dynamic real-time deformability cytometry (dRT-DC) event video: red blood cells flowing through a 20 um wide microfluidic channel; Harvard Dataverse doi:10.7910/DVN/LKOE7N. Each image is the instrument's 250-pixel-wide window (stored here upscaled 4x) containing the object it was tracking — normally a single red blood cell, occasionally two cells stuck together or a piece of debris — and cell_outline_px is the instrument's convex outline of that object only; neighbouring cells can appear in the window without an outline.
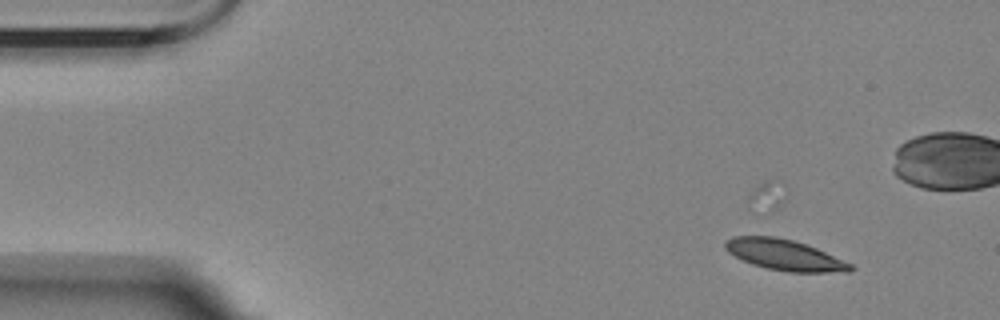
{"species": "Egyptian fruit bat (a non-hibernating species)", "species_latin": "Rousettus aegyptiacus", "temperature_condition": "room temperature", "stored_images_in_passage": 8, "camera_frame_rate_fps": 3000, "um_per_image_px": 0.085, "animal": {"sex": "female"}, "frame": {"image": 1, "passage_image": 3, "time_ms": 3.333, "image_size_px": [1000, 320], "cell_outline_px": [[856, 268], [852, 272], [788, 272], [768, 268], [752, 264], [728, 252], [724, 248], [724, 244], [732, 236], [776, 236], [792, 240], [816, 248], [852, 264]], "centroid_in_image_um": [66.71, 21.67], "position_along_channel_um": 18.3, "area_um2": 22.31}}